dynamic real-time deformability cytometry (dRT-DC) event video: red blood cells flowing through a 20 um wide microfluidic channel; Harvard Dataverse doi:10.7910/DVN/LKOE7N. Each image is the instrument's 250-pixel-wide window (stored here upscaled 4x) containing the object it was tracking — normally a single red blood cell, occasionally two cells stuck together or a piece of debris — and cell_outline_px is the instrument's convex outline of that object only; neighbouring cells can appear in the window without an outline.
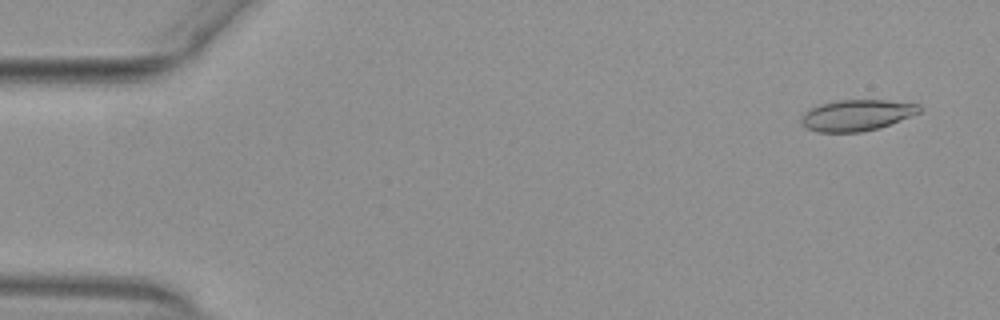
{"species": "common noctule bat (a hibernating species)", "species_latin": "Nyctalus noctula", "temperature_condition": "warm", "stored_images_in_passage": 53, "camera_frame_rate_fps": 3000, "um_per_image_px": 0.085, "animal": {"sex": "female", "body_mass_g": 29.2, "forearm_length_mm": 56.3}, "frame": {"image": 1, "passage_image": 3, "time_ms": 0.667, "image_size_px": [1000, 320], "cell_outline_px": [[924, 108], [920, 112], [912, 116], [880, 128], [860, 132], [816, 132], [804, 128], [800, 120], [804, 112], [820, 104], [836, 100], [888, 100], [920, 104]], "centroid_in_image_um": [72.84, 9.79], "position_along_channel_um": 12.2, "area_um2": 21.73}}
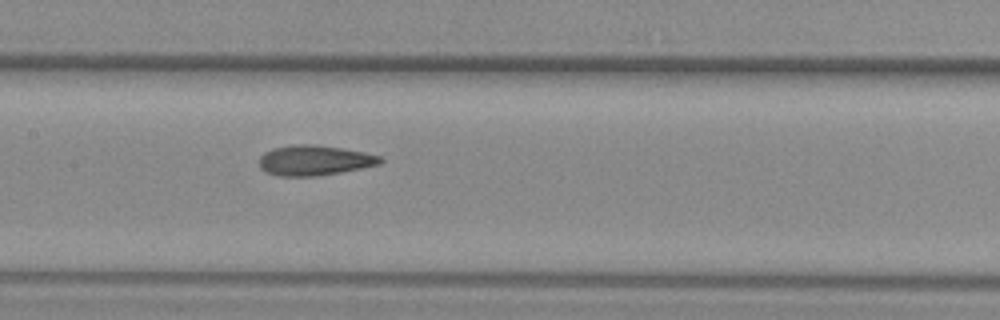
{"frame": {"image": 2, "passage_image": 26, "time_ms": 8.333, "image_size_px": [1000, 320], "cell_outline_px": [[384, 160], [380, 164], [340, 172], [316, 176], [280, 176], [264, 172], [260, 168], [260, 156], [264, 152], [272, 148], [292, 144], [316, 144], [364, 152], [380, 156]], "centroid_in_image_um": [26.69, 13.62], "position_along_channel_um": 180.7, "area_um2": 21.33}}
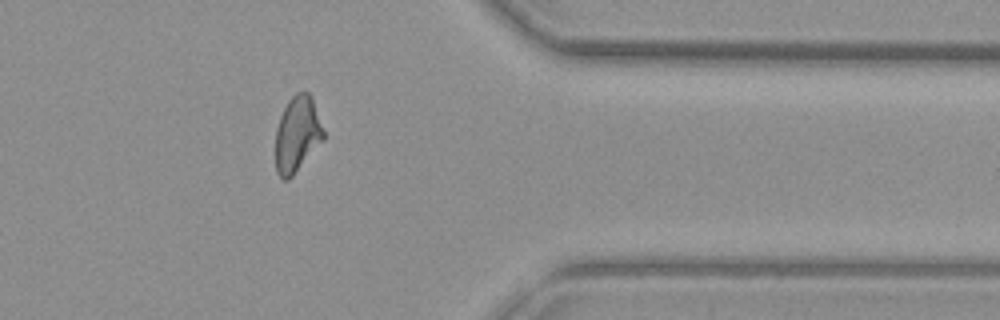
{"frame": {"image": 3, "passage_image": 43, "time_ms": 14.0, "image_size_px": [1000, 320], "cell_outline_px": [[324, 140], [292, 176], [288, 180], [284, 180], [276, 172], [276, 128], [280, 116], [288, 100], [296, 92], [308, 92], [312, 100], [324, 132]], "centroid_in_image_um": [25.25, 11.43], "position_along_channel_um": 386.2, "area_um2": 20.92}, "authors_computed_cell_mechanics": {"area_um2": 21.3282, "velocity_mm_per_s": 3.9219, "shape_relaxation_time_tau1_ms": null, "shape_relaxation_time_tau2_ms": 1.8872, "deformation_change_tau1": null, "deformation_change_tau2": 0.0935}}